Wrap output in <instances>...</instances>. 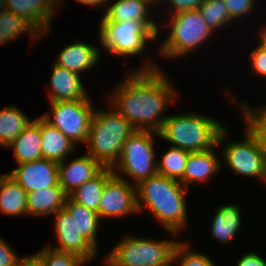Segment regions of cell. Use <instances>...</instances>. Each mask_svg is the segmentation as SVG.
Listing matches in <instances>:
<instances>
[{
    "label": "cell",
    "instance_id": "1",
    "mask_svg": "<svg viewBox=\"0 0 266 266\" xmlns=\"http://www.w3.org/2000/svg\"><path fill=\"white\" fill-rule=\"evenodd\" d=\"M163 73L147 59L142 67L129 72L108 97L110 107L135 130L158 132L168 117L162 115L168 109V103L174 102L178 97L173 84Z\"/></svg>",
    "mask_w": 266,
    "mask_h": 266
},
{
    "label": "cell",
    "instance_id": "2",
    "mask_svg": "<svg viewBox=\"0 0 266 266\" xmlns=\"http://www.w3.org/2000/svg\"><path fill=\"white\" fill-rule=\"evenodd\" d=\"M186 192L179 181L157 173L136 185L138 212L148 208L163 228L177 236L188 222Z\"/></svg>",
    "mask_w": 266,
    "mask_h": 266
},
{
    "label": "cell",
    "instance_id": "3",
    "mask_svg": "<svg viewBox=\"0 0 266 266\" xmlns=\"http://www.w3.org/2000/svg\"><path fill=\"white\" fill-rule=\"evenodd\" d=\"M224 124L219 120L196 113L168 116L157 137L169 142L171 147L190 153L204 152L217 147V141Z\"/></svg>",
    "mask_w": 266,
    "mask_h": 266
},
{
    "label": "cell",
    "instance_id": "4",
    "mask_svg": "<svg viewBox=\"0 0 266 266\" xmlns=\"http://www.w3.org/2000/svg\"><path fill=\"white\" fill-rule=\"evenodd\" d=\"M135 131L119 113L95 110L87 137L88 153L104 168H112L118 161L126 139Z\"/></svg>",
    "mask_w": 266,
    "mask_h": 266
},
{
    "label": "cell",
    "instance_id": "5",
    "mask_svg": "<svg viewBox=\"0 0 266 266\" xmlns=\"http://www.w3.org/2000/svg\"><path fill=\"white\" fill-rule=\"evenodd\" d=\"M177 240L125 236L105 256L111 266H170Z\"/></svg>",
    "mask_w": 266,
    "mask_h": 266
},
{
    "label": "cell",
    "instance_id": "6",
    "mask_svg": "<svg viewBox=\"0 0 266 266\" xmlns=\"http://www.w3.org/2000/svg\"><path fill=\"white\" fill-rule=\"evenodd\" d=\"M170 18V23H167L170 33L159 50L163 57H184L204 45L214 34L198 10L173 13Z\"/></svg>",
    "mask_w": 266,
    "mask_h": 266
},
{
    "label": "cell",
    "instance_id": "7",
    "mask_svg": "<svg viewBox=\"0 0 266 266\" xmlns=\"http://www.w3.org/2000/svg\"><path fill=\"white\" fill-rule=\"evenodd\" d=\"M158 132L151 130H135L124 142L117 163L111 168L119 178L128 176L137 185L141 180L157 174L155 160L154 137ZM120 171V173L118 172Z\"/></svg>",
    "mask_w": 266,
    "mask_h": 266
},
{
    "label": "cell",
    "instance_id": "8",
    "mask_svg": "<svg viewBox=\"0 0 266 266\" xmlns=\"http://www.w3.org/2000/svg\"><path fill=\"white\" fill-rule=\"evenodd\" d=\"M99 33L101 46L111 55L124 58L142 54L148 42L157 38L145 22L135 21L100 22Z\"/></svg>",
    "mask_w": 266,
    "mask_h": 266
},
{
    "label": "cell",
    "instance_id": "9",
    "mask_svg": "<svg viewBox=\"0 0 266 266\" xmlns=\"http://www.w3.org/2000/svg\"><path fill=\"white\" fill-rule=\"evenodd\" d=\"M244 136V140L224 143L227 138L225 126L219 134L217 147L224 149L223 158L234 173L259 178L266 183V153L247 128Z\"/></svg>",
    "mask_w": 266,
    "mask_h": 266
},
{
    "label": "cell",
    "instance_id": "10",
    "mask_svg": "<svg viewBox=\"0 0 266 266\" xmlns=\"http://www.w3.org/2000/svg\"><path fill=\"white\" fill-rule=\"evenodd\" d=\"M50 113L41 117L73 143H86L94 109L91 100L50 102ZM52 111V112H51Z\"/></svg>",
    "mask_w": 266,
    "mask_h": 266
},
{
    "label": "cell",
    "instance_id": "11",
    "mask_svg": "<svg viewBox=\"0 0 266 266\" xmlns=\"http://www.w3.org/2000/svg\"><path fill=\"white\" fill-rule=\"evenodd\" d=\"M139 213L137 208L136 185L124 177L113 175L105 184L98 205L101 218H120Z\"/></svg>",
    "mask_w": 266,
    "mask_h": 266
},
{
    "label": "cell",
    "instance_id": "12",
    "mask_svg": "<svg viewBox=\"0 0 266 266\" xmlns=\"http://www.w3.org/2000/svg\"><path fill=\"white\" fill-rule=\"evenodd\" d=\"M54 229L58 240L57 246L48 245L56 250L72 252L83 260H94L97 250L78 232L76 218L63 208L55 213Z\"/></svg>",
    "mask_w": 266,
    "mask_h": 266
},
{
    "label": "cell",
    "instance_id": "13",
    "mask_svg": "<svg viewBox=\"0 0 266 266\" xmlns=\"http://www.w3.org/2000/svg\"><path fill=\"white\" fill-rule=\"evenodd\" d=\"M7 174L27 193L53 187L59 183L58 163L46 158L20 163Z\"/></svg>",
    "mask_w": 266,
    "mask_h": 266
},
{
    "label": "cell",
    "instance_id": "14",
    "mask_svg": "<svg viewBox=\"0 0 266 266\" xmlns=\"http://www.w3.org/2000/svg\"><path fill=\"white\" fill-rule=\"evenodd\" d=\"M58 163L59 184L69 196L86 181L97 176L104 167L89 154L76 157L66 163Z\"/></svg>",
    "mask_w": 266,
    "mask_h": 266
},
{
    "label": "cell",
    "instance_id": "15",
    "mask_svg": "<svg viewBox=\"0 0 266 266\" xmlns=\"http://www.w3.org/2000/svg\"><path fill=\"white\" fill-rule=\"evenodd\" d=\"M50 77L49 101L91 100L79 74L54 63Z\"/></svg>",
    "mask_w": 266,
    "mask_h": 266
},
{
    "label": "cell",
    "instance_id": "16",
    "mask_svg": "<svg viewBox=\"0 0 266 266\" xmlns=\"http://www.w3.org/2000/svg\"><path fill=\"white\" fill-rule=\"evenodd\" d=\"M150 7L153 5L147 0H116L106 7L100 22H145L158 35L159 23L150 19Z\"/></svg>",
    "mask_w": 266,
    "mask_h": 266
},
{
    "label": "cell",
    "instance_id": "17",
    "mask_svg": "<svg viewBox=\"0 0 266 266\" xmlns=\"http://www.w3.org/2000/svg\"><path fill=\"white\" fill-rule=\"evenodd\" d=\"M57 0H7L6 10L29 20L41 33H49Z\"/></svg>",
    "mask_w": 266,
    "mask_h": 266
},
{
    "label": "cell",
    "instance_id": "18",
    "mask_svg": "<svg viewBox=\"0 0 266 266\" xmlns=\"http://www.w3.org/2000/svg\"><path fill=\"white\" fill-rule=\"evenodd\" d=\"M101 52L84 41L67 45L56 58V65L64 67L80 75L98 64Z\"/></svg>",
    "mask_w": 266,
    "mask_h": 266
},
{
    "label": "cell",
    "instance_id": "19",
    "mask_svg": "<svg viewBox=\"0 0 266 266\" xmlns=\"http://www.w3.org/2000/svg\"><path fill=\"white\" fill-rule=\"evenodd\" d=\"M215 149L216 147H213L204 152L189 153L183 174V186L185 188L188 189L189 183L203 182L210 177L212 178L215 173H219L222 163L217 158Z\"/></svg>",
    "mask_w": 266,
    "mask_h": 266
},
{
    "label": "cell",
    "instance_id": "20",
    "mask_svg": "<svg viewBox=\"0 0 266 266\" xmlns=\"http://www.w3.org/2000/svg\"><path fill=\"white\" fill-rule=\"evenodd\" d=\"M42 158L60 163L74 152L76 144L40 116Z\"/></svg>",
    "mask_w": 266,
    "mask_h": 266
},
{
    "label": "cell",
    "instance_id": "21",
    "mask_svg": "<svg viewBox=\"0 0 266 266\" xmlns=\"http://www.w3.org/2000/svg\"><path fill=\"white\" fill-rule=\"evenodd\" d=\"M40 117L34 119L7 147L13 150L17 164L42 158Z\"/></svg>",
    "mask_w": 266,
    "mask_h": 266
},
{
    "label": "cell",
    "instance_id": "22",
    "mask_svg": "<svg viewBox=\"0 0 266 266\" xmlns=\"http://www.w3.org/2000/svg\"><path fill=\"white\" fill-rule=\"evenodd\" d=\"M68 195L58 183L53 187L39 189L27 194V215L44 216L63 209Z\"/></svg>",
    "mask_w": 266,
    "mask_h": 266
},
{
    "label": "cell",
    "instance_id": "23",
    "mask_svg": "<svg viewBox=\"0 0 266 266\" xmlns=\"http://www.w3.org/2000/svg\"><path fill=\"white\" fill-rule=\"evenodd\" d=\"M27 192L7 173L0 176V211L4 215H27Z\"/></svg>",
    "mask_w": 266,
    "mask_h": 266
},
{
    "label": "cell",
    "instance_id": "24",
    "mask_svg": "<svg viewBox=\"0 0 266 266\" xmlns=\"http://www.w3.org/2000/svg\"><path fill=\"white\" fill-rule=\"evenodd\" d=\"M241 209L235 204L221 205L216 210L212 223V236L223 244L229 243L241 228Z\"/></svg>",
    "mask_w": 266,
    "mask_h": 266
},
{
    "label": "cell",
    "instance_id": "25",
    "mask_svg": "<svg viewBox=\"0 0 266 266\" xmlns=\"http://www.w3.org/2000/svg\"><path fill=\"white\" fill-rule=\"evenodd\" d=\"M111 168H104L93 179L86 181L72 192L69 197L76 203L98 213V205L106 182L113 176Z\"/></svg>",
    "mask_w": 266,
    "mask_h": 266
},
{
    "label": "cell",
    "instance_id": "26",
    "mask_svg": "<svg viewBox=\"0 0 266 266\" xmlns=\"http://www.w3.org/2000/svg\"><path fill=\"white\" fill-rule=\"evenodd\" d=\"M64 208L76 218L77 230L97 250V232L100 227V217L97 212L87 209L73 201L69 196Z\"/></svg>",
    "mask_w": 266,
    "mask_h": 266
},
{
    "label": "cell",
    "instance_id": "27",
    "mask_svg": "<svg viewBox=\"0 0 266 266\" xmlns=\"http://www.w3.org/2000/svg\"><path fill=\"white\" fill-rule=\"evenodd\" d=\"M31 122L32 119L14 105L0 109V146L8 147Z\"/></svg>",
    "mask_w": 266,
    "mask_h": 266
},
{
    "label": "cell",
    "instance_id": "28",
    "mask_svg": "<svg viewBox=\"0 0 266 266\" xmlns=\"http://www.w3.org/2000/svg\"><path fill=\"white\" fill-rule=\"evenodd\" d=\"M23 32L30 34L34 41L42 37V33L26 18L9 10L0 12V45L16 39Z\"/></svg>",
    "mask_w": 266,
    "mask_h": 266
},
{
    "label": "cell",
    "instance_id": "29",
    "mask_svg": "<svg viewBox=\"0 0 266 266\" xmlns=\"http://www.w3.org/2000/svg\"><path fill=\"white\" fill-rule=\"evenodd\" d=\"M169 148L161 155V161L157 163V173L179 181L183 185V174L190 152L175 147Z\"/></svg>",
    "mask_w": 266,
    "mask_h": 266
},
{
    "label": "cell",
    "instance_id": "30",
    "mask_svg": "<svg viewBox=\"0 0 266 266\" xmlns=\"http://www.w3.org/2000/svg\"><path fill=\"white\" fill-rule=\"evenodd\" d=\"M198 11L212 32L232 23L224 0H204Z\"/></svg>",
    "mask_w": 266,
    "mask_h": 266
},
{
    "label": "cell",
    "instance_id": "31",
    "mask_svg": "<svg viewBox=\"0 0 266 266\" xmlns=\"http://www.w3.org/2000/svg\"><path fill=\"white\" fill-rule=\"evenodd\" d=\"M239 105L245 117V128L255 136L266 153V105L253 110L247 103L243 102Z\"/></svg>",
    "mask_w": 266,
    "mask_h": 266
},
{
    "label": "cell",
    "instance_id": "32",
    "mask_svg": "<svg viewBox=\"0 0 266 266\" xmlns=\"http://www.w3.org/2000/svg\"><path fill=\"white\" fill-rule=\"evenodd\" d=\"M42 266H83L86 261L72 252L56 250L50 246L42 248L35 254Z\"/></svg>",
    "mask_w": 266,
    "mask_h": 266
},
{
    "label": "cell",
    "instance_id": "33",
    "mask_svg": "<svg viewBox=\"0 0 266 266\" xmlns=\"http://www.w3.org/2000/svg\"><path fill=\"white\" fill-rule=\"evenodd\" d=\"M188 248L187 243L179 240L173 251V265L180 262L179 266H215L208 256Z\"/></svg>",
    "mask_w": 266,
    "mask_h": 266
},
{
    "label": "cell",
    "instance_id": "34",
    "mask_svg": "<svg viewBox=\"0 0 266 266\" xmlns=\"http://www.w3.org/2000/svg\"><path fill=\"white\" fill-rule=\"evenodd\" d=\"M224 2L229 9L230 20L232 22L249 15L254 6H256L257 0H224Z\"/></svg>",
    "mask_w": 266,
    "mask_h": 266
},
{
    "label": "cell",
    "instance_id": "35",
    "mask_svg": "<svg viewBox=\"0 0 266 266\" xmlns=\"http://www.w3.org/2000/svg\"><path fill=\"white\" fill-rule=\"evenodd\" d=\"M259 45V46H258ZM250 52L254 72L266 77V46L261 42Z\"/></svg>",
    "mask_w": 266,
    "mask_h": 266
},
{
    "label": "cell",
    "instance_id": "36",
    "mask_svg": "<svg viewBox=\"0 0 266 266\" xmlns=\"http://www.w3.org/2000/svg\"><path fill=\"white\" fill-rule=\"evenodd\" d=\"M22 257L0 237V266H15Z\"/></svg>",
    "mask_w": 266,
    "mask_h": 266
},
{
    "label": "cell",
    "instance_id": "37",
    "mask_svg": "<svg viewBox=\"0 0 266 266\" xmlns=\"http://www.w3.org/2000/svg\"><path fill=\"white\" fill-rule=\"evenodd\" d=\"M166 2L171 5L173 12L189 11V10H198L204 0H160L161 2Z\"/></svg>",
    "mask_w": 266,
    "mask_h": 266
},
{
    "label": "cell",
    "instance_id": "38",
    "mask_svg": "<svg viewBox=\"0 0 266 266\" xmlns=\"http://www.w3.org/2000/svg\"><path fill=\"white\" fill-rule=\"evenodd\" d=\"M236 266H266V260L255 252L242 255L237 261Z\"/></svg>",
    "mask_w": 266,
    "mask_h": 266
},
{
    "label": "cell",
    "instance_id": "39",
    "mask_svg": "<svg viewBox=\"0 0 266 266\" xmlns=\"http://www.w3.org/2000/svg\"><path fill=\"white\" fill-rule=\"evenodd\" d=\"M15 266H42L36 255L22 257Z\"/></svg>",
    "mask_w": 266,
    "mask_h": 266
},
{
    "label": "cell",
    "instance_id": "40",
    "mask_svg": "<svg viewBox=\"0 0 266 266\" xmlns=\"http://www.w3.org/2000/svg\"><path fill=\"white\" fill-rule=\"evenodd\" d=\"M77 2L84 4V5H89L91 6H96L98 8H100V5H104L105 10H106V4L109 0H76Z\"/></svg>",
    "mask_w": 266,
    "mask_h": 266
},
{
    "label": "cell",
    "instance_id": "41",
    "mask_svg": "<svg viewBox=\"0 0 266 266\" xmlns=\"http://www.w3.org/2000/svg\"><path fill=\"white\" fill-rule=\"evenodd\" d=\"M262 30L259 31L260 33V42L266 46V25L265 27L261 28Z\"/></svg>",
    "mask_w": 266,
    "mask_h": 266
},
{
    "label": "cell",
    "instance_id": "42",
    "mask_svg": "<svg viewBox=\"0 0 266 266\" xmlns=\"http://www.w3.org/2000/svg\"><path fill=\"white\" fill-rule=\"evenodd\" d=\"M6 1L7 0H0V12H3L6 10Z\"/></svg>",
    "mask_w": 266,
    "mask_h": 266
},
{
    "label": "cell",
    "instance_id": "43",
    "mask_svg": "<svg viewBox=\"0 0 266 266\" xmlns=\"http://www.w3.org/2000/svg\"><path fill=\"white\" fill-rule=\"evenodd\" d=\"M150 2L153 6H156L158 3H160V0H147Z\"/></svg>",
    "mask_w": 266,
    "mask_h": 266
},
{
    "label": "cell",
    "instance_id": "44",
    "mask_svg": "<svg viewBox=\"0 0 266 266\" xmlns=\"http://www.w3.org/2000/svg\"><path fill=\"white\" fill-rule=\"evenodd\" d=\"M62 2L63 0H57V6H59Z\"/></svg>",
    "mask_w": 266,
    "mask_h": 266
},
{
    "label": "cell",
    "instance_id": "45",
    "mask_svg": "<svg viewBox=\"0 0 266 266\" xmlns=\"http://www.w3.org/2000/svg\"><path fill=\"white\" fill-rule=\"evenodd\" d=\"M105 265H106V266H111V265H110V264H108L106 261H105Z\"/></svg>",
    "mask_w": 266,
    "mask_h": 266
}]
</instances>
